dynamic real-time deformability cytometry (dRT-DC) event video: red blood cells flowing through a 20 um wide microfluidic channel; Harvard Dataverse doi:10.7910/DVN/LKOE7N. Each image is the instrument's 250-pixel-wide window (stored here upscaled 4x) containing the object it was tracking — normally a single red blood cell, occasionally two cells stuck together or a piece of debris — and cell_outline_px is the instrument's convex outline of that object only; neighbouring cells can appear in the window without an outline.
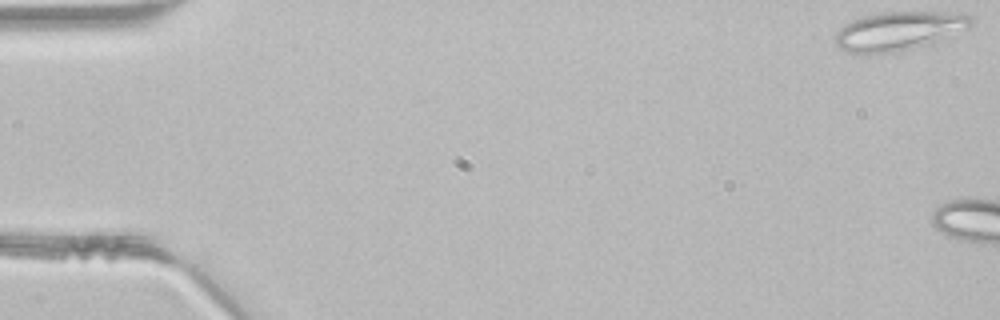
{"species": "common noctule bat (a hibernating species)", "species_latin": "Nyctalus noctula", "temperature_condition": "room temperature", "stored_images_in_passage": 4, "camera_frame_rate_fps": 3000, "um_per_image_px": 0.085, "animal": {"sex": "male", "body_mass_g": 21.5, "forearm_length_mm": 52.0}, "frame": {"image": 1, "passage_image": 1, "time_ms": 0.0, "image_size_px": [1000, 320], "cell_outline_px": [[972, 24], [968, 28], [924, 44], [892, 52], [848, 52], [840, 48], [836, 44], [836, 32], [844, 24], [852, 20], [876, 12], [948, 12], [972, 16]], "centroid_in_image_um": [76.35, 2.59], "position_along_channel_um": 8.6, "area_um2": 29.71}}